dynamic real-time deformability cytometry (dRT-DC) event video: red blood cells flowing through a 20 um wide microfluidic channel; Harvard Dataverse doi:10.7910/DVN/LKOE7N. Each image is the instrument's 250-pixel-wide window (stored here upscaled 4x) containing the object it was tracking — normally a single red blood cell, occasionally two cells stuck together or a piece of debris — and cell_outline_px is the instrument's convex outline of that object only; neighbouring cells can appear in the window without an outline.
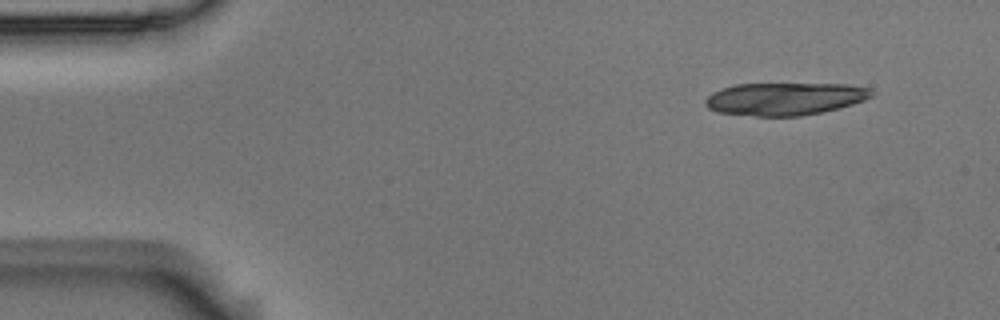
{"species": "Egyptian fruit bat (a non-hibernating species)", "species_latin": "Rousettus aegyptiacus", "temperature_condition": "room temperature", "stored_images_in_passage": 5, "camera_frame_rate_fps": 3000, "um_per_image_px": 0.085, "animal": {"sex": "male"}, "frame": {"image": 1, "passage_image": 1, "time_ms": 0.0, "image_size_px": [1000, 320], "cell_outline_px": [[876, 92], [872, 96], [864, 100], [852, 104], [820, 112], [800, 116], [756, 116], [716, 112], [708, 108], [704, 104], [704, 100], [712, 92], [736, 84], [848, 84], [872, 88]], "centroid_in_image_um": [66.71, 8.39], "position_along_channel_um": 18.3, "area_um2": 31.62}}